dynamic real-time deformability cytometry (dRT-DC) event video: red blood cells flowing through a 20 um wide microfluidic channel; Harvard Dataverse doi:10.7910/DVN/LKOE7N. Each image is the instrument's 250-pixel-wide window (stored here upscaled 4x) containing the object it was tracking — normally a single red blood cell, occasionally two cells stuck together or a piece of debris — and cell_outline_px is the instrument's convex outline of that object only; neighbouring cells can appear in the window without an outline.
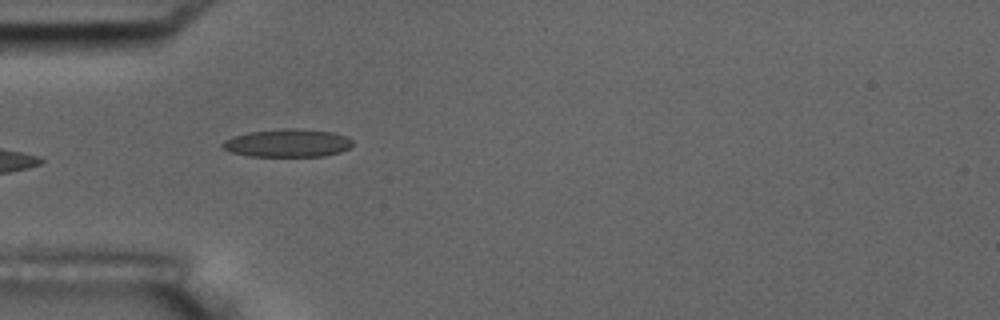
{"species": "common noctule bat (a hibernating species)", "species_latin": "Nyctalus noctula", "temperature_condition": "room temperature", "stored_images_in_passage": 5, "camera_frame_rate_fps": 3000, "um_per_image_px": 0.085, "animal": {"sex": "male", "body_mass_g": 17.5, "forearm_length_mm": 52.3}, "frame": {"image": 1, "passage_image": 5, "time_ms": 4.333, "image_size_px": [1000, 320], "cell_outline_px": [[352, 144], [348, 148], [340, 152], [324, 156], [248, 156], [232, 152], [220, 148], [220, 144], [224, 140], [232, 136], [248, 132], [288, 128], [296, 128], [332, 132], [344, 136], [352, 140]], "centroid_in_image_um": [24.38, 12.16], "position_along_channel_um": 60.6, "area_um2": 21.21}}